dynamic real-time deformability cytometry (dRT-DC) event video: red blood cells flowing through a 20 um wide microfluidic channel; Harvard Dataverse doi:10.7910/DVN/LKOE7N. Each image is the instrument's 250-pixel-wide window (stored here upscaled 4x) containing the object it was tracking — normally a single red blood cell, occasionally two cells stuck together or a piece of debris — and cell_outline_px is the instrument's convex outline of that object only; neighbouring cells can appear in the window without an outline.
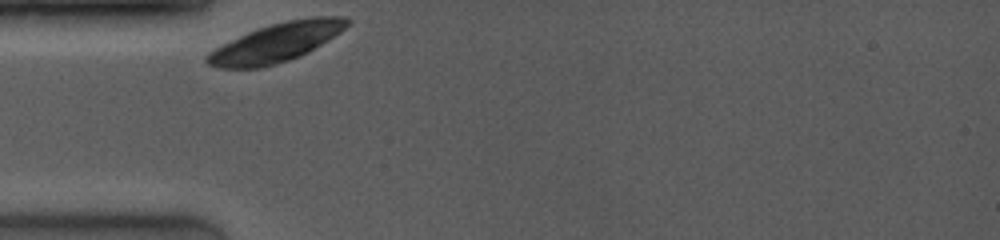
{"species": "common noctule bat (a hibernating species)", "species_latin": "Nyctalus noctula", "temperature_condition": "room temperature", "stored_images_in_passage": 24, "camera_frame_rate_fps": 4000, "um_per_image_px": 0.085, "animal": {"sex": "female", "body_mass_g": 19.0, "forearm_length_mm": 53.3}, "frame": {"image": 1, "passage_image": 1, "time_ms": 0.0, "image_size_px": [1000, 240], "cell_outline_px": [[352, 20], [340, 32], [328, 40], [308, 52], [300, 56], [288, 60], [260, 68], [216, 68], [208, 64], [204, 60], [204, 56], [208, 52], [256, 28], [288, 20], [312, 16], [344, 16]], "centroid_in_image_um": [23.49, 3.61], "position_along_channel_um": 61.5, "area_um2": 31.5}}
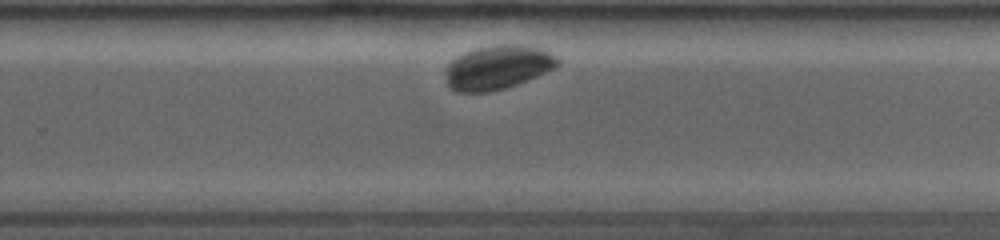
{"frame": {"image": 2, "passage_image": 18, "time_ms": 6.25, "image_size_px": [1000, 240], "cell_outline_px": [[560, 64], [536, 76], [516, 84], [504, 88], [488, 92], [456, 92], [448, 88], [444, 68], [444, 64], [456, 56], [464, 52], [476, 48], [492, 44], [532, 44], [544, 48], [556, 56], [560, 60]], "centroid_in_image_um": [42.26, 5.69], "position_along_channel_um": 287.5, "area_um2": 29.42}}
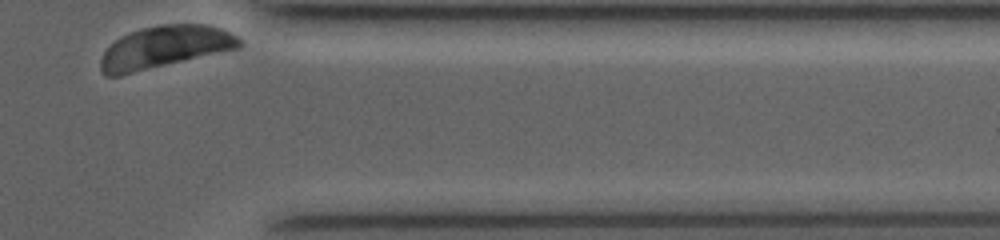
{"frame": {"image": 3, "passage_image": 24, "time_ms": 9.25, "image_size_px": [1000, 240], "cell_outline_px": [[244, 44], [240, 48], [120, 76], [104, 76], [100, 68], [100, 60], [104, 52], [120, 36], [140, 28], [160, 24], [208, 24], [232, 32], [240, 36], [244, 40]], "centroid_in_image_um": [14.05, 4.0], "position_along_channel_um": 397.3, "area_um2": 34.62}}